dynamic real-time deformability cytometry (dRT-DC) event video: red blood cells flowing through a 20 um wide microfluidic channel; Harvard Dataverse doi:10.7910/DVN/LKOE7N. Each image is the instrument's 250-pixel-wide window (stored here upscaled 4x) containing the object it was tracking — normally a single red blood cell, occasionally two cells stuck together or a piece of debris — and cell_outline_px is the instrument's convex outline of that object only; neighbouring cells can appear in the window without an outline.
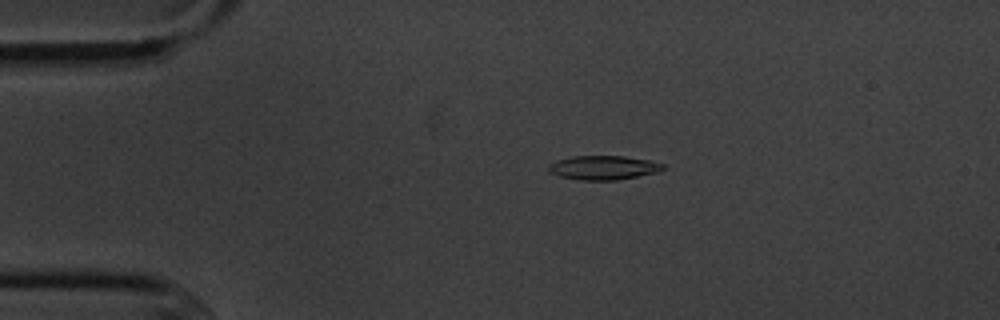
{"species": "common noctule bat (a hibernating species)", "species_latin": "Nyctalus noctula", "temperature_condition": "cold", "stored_images_in_passage": 2, "camera_frame_rate_fps": 3000, "um_per_image_px": 0.085, "animal": {"sex": "male", "body_mass_g": 20.1, "forearm_length_mm": 53.5}, "frame": {"image": 1, "passage_image": 1, "time_ms": 0.0, "image_size_px": [1000, 320], "cell_outline_px": [[664, 168], [660, 172], [616, 180], [580, 180], [560, 176], [548, 172], [548, 164], [556, 160], [572, 156], [624, 156], [648, 160], [664, 164]], "centroid_in_image_um": [51.27, 14.25], "position_along_channel_um": 33.7, "area_um2": 16.13}}